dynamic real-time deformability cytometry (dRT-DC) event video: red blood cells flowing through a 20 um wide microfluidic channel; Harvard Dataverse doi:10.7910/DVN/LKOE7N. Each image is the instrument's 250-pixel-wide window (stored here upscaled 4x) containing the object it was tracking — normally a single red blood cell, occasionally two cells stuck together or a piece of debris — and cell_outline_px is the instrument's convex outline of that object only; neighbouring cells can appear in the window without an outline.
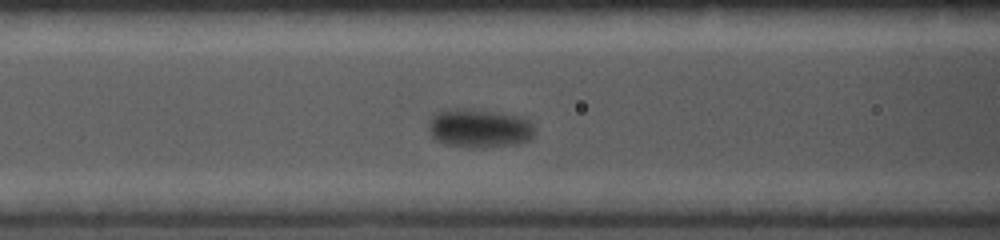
{"species": "common noctule bat (a hibernating species)", "species_latin": "Nyctalus noctula", "temperature_condition": "cold", "stored_images_in_passage": 15, "camera_frame_rate_fps": 5000, "um_per_image_px": 0.085, "animal": {"sex": "female", "body_mass_g": 19.0, "forearm_length_mm": 56.7}, "frame": {"image": 1, "passage_image": 11, "time_ms": 2.0, "image_size_px": [1000, 240], "cell_outline_px": [[532, 136], [528, 140], [516, 144], [468, 148], [444, 144], [436, 140], [432, 136], [428, 128], [428, 124], [432, 112], [456, 108], [468, 108], [524, 116], [532, 124]], "centroid_in_image_um": [40.67, 10.88], "position_along_channel_um": 125.9, "area_um2": 24.16}}
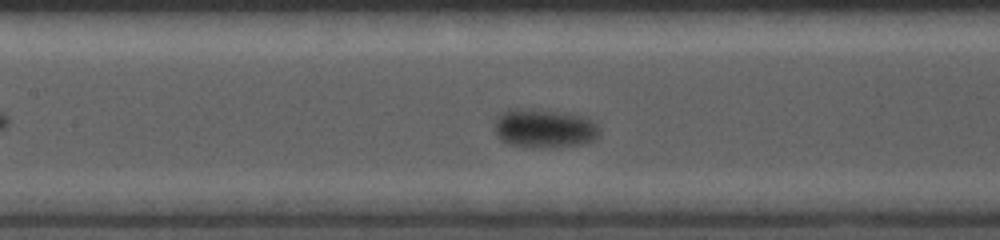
{"frame": {"image": 2, "passage_image": 13, "time_ms": 2.4, "image_size_px": [1000, 240], "cell_outline_px": [[600, 136], [596, 140], [580, 144], [532, 148], [508, 144], [500, 140], [496, 136], [496, 116], [500, 112], [508, 108], [540, 108], [572, 112], [588, 116], [600, 128]], "centroid_in_image_um": [46.29, 10.86], "position_along_channel_um": 161.1, "area_um2": 24.74}}
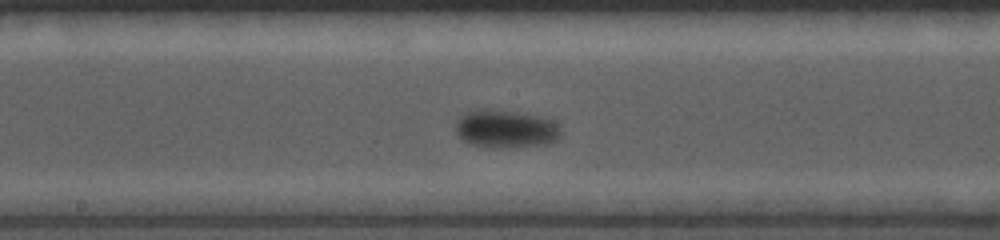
{"frame": {"image": 3, "passage_image": 15, "time_ms": 2.8, "image_size_px": [1000, 240], "cell_outline_px": [[564, 132], [560, 140], [548, 144], [500, 148], [492, 148], [472, 144], [460, 140], [456, 132], [456, 120], [468, 112], [476, 108], [484, 108], [516, 112], [540, 116], [552, 120]], "centroid_in_image_um": [43.02, 10.96], "position_along_channel_um": 205.2, "area_um2": 23.76}}